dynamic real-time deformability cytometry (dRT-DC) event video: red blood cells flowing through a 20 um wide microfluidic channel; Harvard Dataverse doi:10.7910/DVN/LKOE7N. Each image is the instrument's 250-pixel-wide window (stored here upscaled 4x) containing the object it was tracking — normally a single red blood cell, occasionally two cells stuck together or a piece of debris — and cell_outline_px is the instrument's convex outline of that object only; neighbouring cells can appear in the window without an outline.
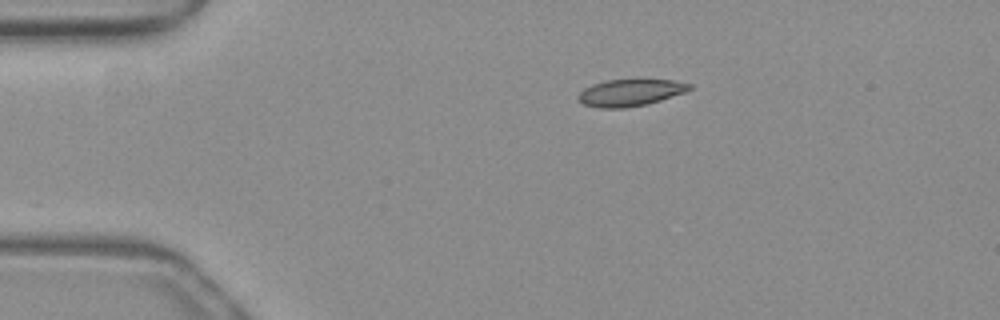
{"species": "common noctule bat (a hibernating species)", "species_latin": "Nyctalus noctula", "temperature_condition": "warm", "stored_images_in_passage": 35, "camera_frame_rate_fps": 3000, "um_per_image_px": 0.085, "animal": {"sex": "female", "body_mass_g": 19.3, "forearm_length_mm": 54.1}, "frame": {"image": 1, "passage_image": 1, "time_ms": 0.0, "image_size_px": [1000, 320], "cell_outline_px": [[692, 88], [684, 92], [660, 100], [644, 104], [624, 108], [600, 108], [584, 104], [576, 96], [584, 88], [592, 84], [604, 80], [640, 76], [672, 80], [692, 84]], "centroid_in_image_um": [53.58, 7.8], "position_along_channel_um": 31.4, "area_um2": 18.15}}
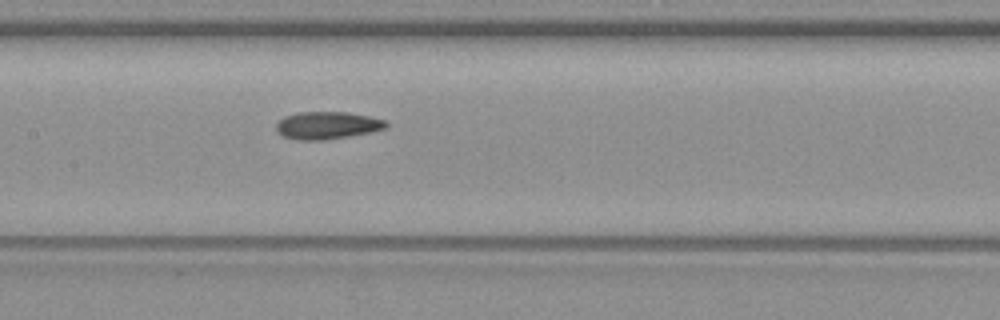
{"frame": {"image": 2, "passage_image": 16, "time_ms": 5.0, "image_size_px": [1000, 320], "cell_outline_px": [[388, 124], [384, 128], [368, 132], [320, 140], [296, 140], [284, 136], [276, 132], [276, 124], [284, 116], [296, 112], [348, 112], [368, 116], [384, 120]], "centroid_in_image_um": [27.74, 10.64], "position_along_channel_um": 179.7, "area_um2": 17.28}}
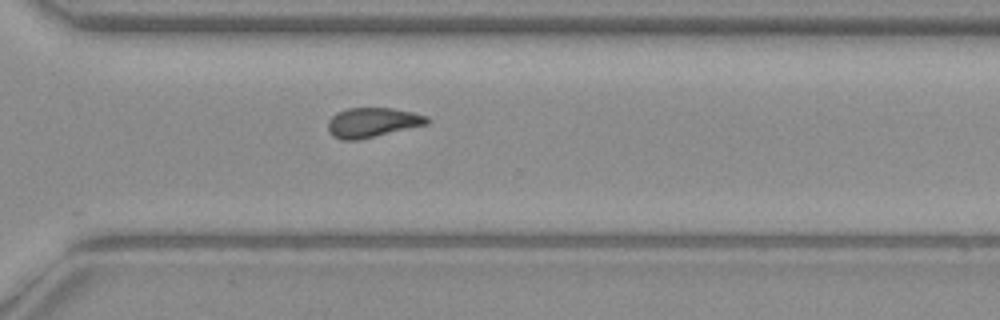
{"frame": {"image": 3, "passage_image": 28, "time_ms": 9.0, "image_size_px": [1000, 320], "cell_outline_px": [[428, 124], [360, 140], [340, 140], [332, 136], [328, 132], [328, 120], [336, 112], [348, 108], [392, 108], [412, 112], [428, 116]], "centroid_in_image_um": [31.62, 10.42], "position_along_channel_um": 339.0, "area_um2": 17.28}, "authors_computed_cell_mechanics": {"area_um2": 17.5712, "velocity_mm_per_s": 4.0008, "shape_relaxation_time_tau1_ms": null, "shape_relaxation_time_tau2_ms": 2.3613, "deformation_change_tau1": null, "deformation_change_tau2": 0.0818}}